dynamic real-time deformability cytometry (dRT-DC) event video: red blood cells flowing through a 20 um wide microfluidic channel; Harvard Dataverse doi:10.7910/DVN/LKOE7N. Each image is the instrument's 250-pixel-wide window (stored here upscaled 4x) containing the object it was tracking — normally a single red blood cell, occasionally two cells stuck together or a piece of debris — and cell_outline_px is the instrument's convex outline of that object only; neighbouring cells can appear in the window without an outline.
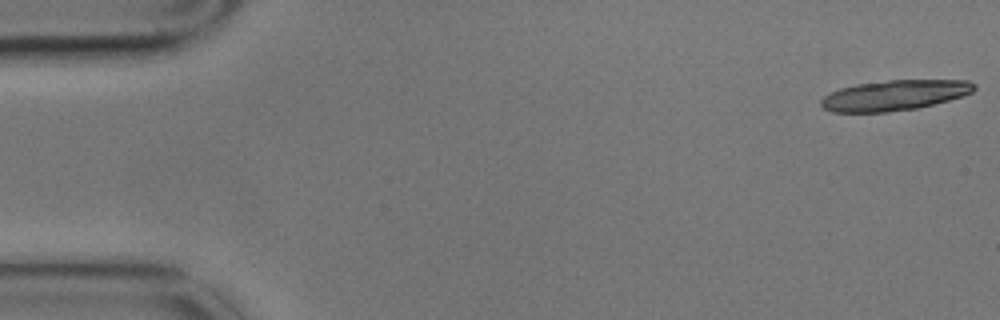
{"species": "common noctule bat (a hibernating species)", "species_latin": "Nyctalus noctula", "temperature_condition": "cold", "stored_images_in_passage": 7, "camera_frame_rate_fps": 3000, "um_per_image_px": 0.085, "animal": {"sex": "male", "body_mass_g": 17.9}, "frame": {"image": 1, "passage_image": 1, "time_ms": 0.0, "image_size_px": [1000, 320], "cell_outline_px": [[976, 88], [972, 92], [964, 96], [916, 108], [888, 112], [832, 112], [824, 108], [820, 104], [820, 100], [824, 96], [840, 88], [856, 84], [888, 80], [968, 80], [976, 84]], "centroid_in_image_um": [76.04, 8.09], "position_along_channel_um": 9.0, "area_um2": 27.05}}